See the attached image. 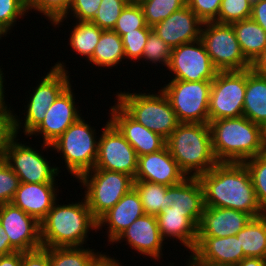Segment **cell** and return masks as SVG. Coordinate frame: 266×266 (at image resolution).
I'll list each match as a JSON object with an SVG mask.
<instances>
[{
	"label": "cell",
	"mask_w": 266,
	"mask_h": 266,
	"mask_svg": "<svg viewBox=\"0 0 266 266\" xmlns=\"http://www.w3.org/2000/svg\"><path fill=\"white\" fill-rule=\"evenodd\" d=\"M197 178L203 188L205 207L239 210L253 218L266 213L257 201L250 173L244 163L218 162Z\"/></svg>",
	"instance_id": "1"
},
{
	"label": "cell",
	"mask_w": 266,
	"mask_h": 266,
	"mask_svg": "<svg viewBox=\"0 0 266 266\" xmlns=\"http://www.w3.org/2000/svg\"><path fill=\"white\" fill-rule=\"evenodd\" d=\"M66 204L54 203L40 222V239L43 248L83 247L90 229L97 232V220L92 216L86 199ZM89 232V233H88ZM88 233V234H87Z\"/></svg>",
	"instance_id": "2"
},
{
	"label": "cell",
	"mask_w": 266,
	"mask_h": 266,
	"mask_svg": "<svg viewBox=\"0 0 266 266\" xmlns=\"http://www.w3.org/2000/svg\"><path fill=\"white\" fill-rule=\"evenodd\" d=\"M208 124L213 153L218 162L243 163L266 151L262 126L245 116L223 118Z\"/></svg>",
	"instance_id": "3"
},
{
	"label": "cell",
	"mask_w": 266,
	"mask_h": 266,
	"mask_svg": "<svg viewBox=\"0 0 266 266\" xmlns=\"http://www.w3.org/2000/svg\"><path fill=\"white\" fill-rule=\"evenodd\" d=\"M166 147L187 177H198L218 163L208 123H179Z\"/></svg>",
	"instance_id": "4"
},
{
	"label": "cell",
	"mask_w": 266,
	"mask_h": 266,
	"mask_svg": "<svg viewBox=\"0 0 266 266\" xmlns=\"http://www.w3.org/2000/svg\"><path fill=\"white\" fill-rule=\"evenodd\" d=\"M118 92L117 103L138 123L167 139L180 123L166 95Z\"/></svg>",
	"instance_id": "5"
},
{
	"label": "cell",
	"mask_w": 266,
	"mask_h": 266,
	"mask_svg": "<svg viewBox=\"0 0 266 266\" xmlns=\"http://www.w3.org/2000/svg\"><path fill=\"white\" fill-rule=\"evenodd\" d=\"M90 126L81 116L51 144L54 151L63 155L65 168L76 179L92 170L97 159L99 136Z\"/></svg>",
	"instance_id": "6"
},
{
	"label": "cell",
	"mask_w": 266,
	"mask_h": 266,
	"mask_svg": "<svg viewBox=\"0 0 266 266\" xmlns=\"http://www.w3.org/2000/svg\"><path fill=\"white\" fill-rule=\"evenodd\" d=\"M77 180L82 183V189L85 188L84 198L96 220L134 188V178L132 176L104 169L89 170Z\"/></svg>",
	"instance_id": "7"
},
{
	"label": "cell",
	"mask_w": 266,
	"mask_h": 266,
	"mask_svg": "<svg viewBox=\"0 0 266 266\" xmlns=\"http://www.w3.org/2000/svg\"><path fill=\"white\" fill-rule=\"evenodd\" d=\"M64 62H57L45 77L33 88L27 106L24 123L14 114V132L18 136L20 128L28 136L45 119L46 112L57 97L71 84ZM19 118V119H18ZM24 125V126H23Z\"/></svg>",
	"instance_id": "8"
},
{
	"label": "cell",
	"mask_w": 266,
	"mask_h": 266,
	"mask_svg": "<svg viewBox=\"0 0 266 266\" xmlns=\"http://www.w3.org/2000/svg\"><path fill=\"white\" fill-rule=\"evenodd\" d=\"M164 85L161 90L180 123H209L212 81L170 80Z\"/></svg>",
	"instance_id": "9"
},
{
	"label": "cell",
	"mask_w": 266,
	"mask_h": 266,
	"mask_svg": "<svg viewBox=\"0 0 266 266\" xmlns=\"http://www.w3.org/2000/svg\"><path fill=\"white\" fill-rule=\"evenodd\" d=\"M200 39L218 71H242L252 64L242 53L231 24L204 22Z\"/></svg>",
	"instance_id": "10"
},
{
	"label": "cell",
	"mask_w": 266,
	"mask_h": 266,
	"mask_svg": "<svg viewBox=\"0 0 266 266\" xmlns=\"http://www.w3.org/2000/svg\"><path fill=\"white\" fill-rule=\"evenodd\" d=\"M245 90L246 70L218 71L210 90L209 123L243 116Z\"/></svg>",
	"instance_id": "11"
},
{
	"label": "cell",
	"mask_w": 266,
	"mask_h": 266,
	"mask_svg": "<svg viewBox=\"0 0 266 266\" xmlns=\"http://www.w3.org/2000/svg\"><path fill=\"white\" fill-rule=\"evenodd\" d=\"M15 135L5 150L3 159L24 183H55L59 167L51 166V161L42 156L39 150L18 142ZM17 138V139H16Z\"/></svg>",
	"instance_id": "12"
},
{
	"label": "cell",
	"mask_w": 266,
	"mask_h": 266,
	"mask_svg": "<svg viewBox=\"0 0 266 266\" xmlns=\"http://www.w3.org/2000/svg\"><path fill=\"white\" fill-rule=\"evenodd\" d=\"M102 129L93 169L116 171L134 178L138 167V155L135 149L110 120Z\"/></svg>",
	"instance_id": "13"
},
{
	"label": "cell",
	"mask_w": 266,
	"mask_h": 266,
	"mask_svg": "<svg viewBox=\"0 0 266 266\" xmlns=\"http://www.w3.org/2000/svg\"><path fill=\"white\" fill-rule=\"evenodd\" d=\"M167 69L182 81H212L218 72L201 39L173 48Z\"/></svg>",
	"instance_id": "14"
},
{
	"label": "cell",
	"mask_w": 266,
	"mask_h": 266,
	"mask_svg": "<svg viewBox=\"0 0 266 266\" xmlns=\"http://www.w3.org/2000/svg\"><path fill=\"white\" fill-rule=\"evenodd\" d=\"M0 222L10 245L20 252L42 248L40 223L12 203L0 205Z\"/></svg>",
	"instance_id": "15"
},
{
	"label": "cell",
	"mask_w": 266,
	"mask_h": 266,
	"mask_svg": "<svg viewBox=\"0 0 266 266\" xmlns=\"http://www.w3.org/2000/svg\"><path fill=\"white\" fill-rule=\"evenodd\" d=\"M71 84L57 97L48 108L45 119L28 135L41 136L43 144L41 147L52 150L51 144L56 141L64 131L76 122L81 114L75 103V94ZM37 134V135H36Z\"/></svg>",
	"instance_id": "16"
},
{
	"label": "cell",
	"mask_w": 266,
	"mask_h": 266,
	"mask_svg": "<svg viewBox=\"0 0 266 266\" xmlns=\"http://www.w3.org/2000/svg\"><path fill=\"white\" fill-rule=\"evenodd\" d=\"M186 263H208L236 266L246 256L236 235L229 237H197L196 246Z\"/></svg>",
	"instance_id": "17"
},
{
	"label": "cell",
	"mask_w": 266,
	"mask_h": 266,
	"mask_svg": "<svg viewBox=\"0 0 266 266\" xmlns=\"http://www.w3.org/2000/svg\"><path fill=\"white\" fill-rule=\"evenodd\" d=\"M186 178V174L179 168L166 146L157 152L138 157L134 181L172 186L181 183Z\"/></svg>",
	"instance_id": "18"
},
{
	"label": "cell",
	"mask_w": 266,
	"mask_h": 266,
	"mask_svg": "<svg viewBox=\"0 0 266 266\" xmlns=\"http://www.w3.org/2000/svg\"><path fill=\"white\" fill-rule=\"evenodd\" d=\"M108 118L135 149L138 157L157 152L166 146V139L133 119L118 103L110 107Z\"/></svg>",
	"instance_id": "19"
},
{
	"label": "cell",
	"mask_w": 266,
	"mask_h": 266,
	"mask_svg": "<svg viewBox=\"0 0 266 266\" xmlns=\"http://www.w3.org/2000/svg\"><path fill=\"white\" fill-rule=\"evenodd\" d=\"M203 22L186 5L155 24L154 32L172 49L200 39Z\"/></svg>",
	"instance_id": "20"
},
{
	"label": "cell",
	"mask_w": 266,
	"mask_h": 266,
	"mask_svg": "<svg viewBox=\"0 0 266 266\" xmlns=\"http://www.w3.org/2000/svg\"><path fill=\"white\" fill-rule=\"evenodd\" d=\"M125 240L129 247L138 254L150 256L156 260L162 257L164 240L161 237L155 215L145 214L134 221L116 239L115 243Z\"/></svg>",
	"instance_id": "21"
},
{
	"label": "cell",
	"mask_w": 266,
	"mask_h": 266,
	"mask_svg": "<svg viewBox=\"0 0 266 266\" xmlns=\"http://www.w3.org/2000/svg\"><path fill=\"white\" fill-rule=\"evenodd\" d=\"M245 212L218 207H204L197 237H229L240 232L252 219Z\"/></svg>",
	"instance_id": "22"
},
{
	"label": "cell",
	"mask_w": 266,
	"mask_h": 266,
	"mask_svg": "<svg viewBox=\"0 0 266 266\" xmlns=\"http://www.w3.org/2000/svg\"><path fill=\"white\" fill-rule=\"evenodd\" d=\"M145 215L139 193L132 188L120 201L97 220V229L107 226L108 242L124 232L134 221Z\"/></svg>",
	"instance_id": "23"
},
{
	"label": "cell",
	"mask_w": 266,
	"mask_h": 266,
	"mask_svg": "<svg viewBox=\"0 0 266 266\" xmlns=\"http://www.w3.org/2000/svg\"><path fill=\"white\" fill-rule=\"evenodd\" d=\"M56 185V183L20 182L11 203L40 223L54 203L59 200L57 199L58 186Z\"/></svg>",
	"instance_id": "24"
},
{
	"label": "cell",
	"mask_w": 266,
	"mask_h": 266,
	"mask_svg": "<svg viewBox=\"0 0 266 266\" xmlns=\"http://www.w3.org/2000/svg\"><path fill=\"white\" fill-rule=\"evenodd\" d=\"M166 207L187 211L199 224L204 210L203 188L197 177H187L181 183L167 186Z\"/></svg>",
	"instance_id": "25"
},
{
	"label": "cell",
	"mask_w": 266,
	"mask_h": 266,
	"mask_svg": "<svg viewBox=\"0 0 266 266\" xmlns=\"http://www.w3.org/2000/svg\"><path fill=\"white\" fill-rule=\"evenodd\" d=\"M156 219L163 240H167L168 237L176 238L180 241L179 243L190 250L189 254L194 250L199 224L187 211L171 210L170 207H166L156 215Z\"/></svg>",
	"instance_id": "26"
},
{
	"label": "cell",
	"mask_w": 266,
	"mask_h": 266,
	"mask_svg": "<svg viewBox=\"0 0 266 266\" xmlns=\"http://www.w3.org/2000/svg\"><path fill=\"white\" fill-rule=\"evenodd\" d=\"M243 116L260 126L266 123V76L253 68L246 69Z\"/></svg>",
	"instance_id": "27"
},
{
	"label": "cell",
	"mask_w": 266,
	"mask_h": 266,
	"mask_svg": "<svg viewBox=\"0 0 266 266\" xmlns=\"http://www.w3.org/2000/svg\"><path fill=\"white\" fill-rule=\"evenodd\" d=\"M245 58L253 65L266 49V31L253 19L231 23Z\"/></svg>",
	"instance_id": "28"
},
{
	"label": "cell",
	"mask_w": 266,
	"mask_h": 266,
	"mask_svg": "<svg viewBox=\"0 0 266 266\" xmlns=\"http://www.w3.org/2000/svg\"><path fill=\"white\" fill-rule=\"evenodd\" d=\"M236 237L246 257L266 259V213L252 218Z\"/></svg>",
	"instance_id": "29"
},
{
	"label": "cell",
	"mask_w": 266,
	"mask_h": 266,
	"mask_svg": "<svg viewBox=\"0 0 266 266\" xmlns=\"http://www.w3.org/2000/svg\"><path fill=\"white\" fill-rule=\"evenodd\" d=\"M125 60L121 36L113 30H103L92 57L88 60L96 67H114Z\"/></svg>",
	"instance_id": "30"
},
{
	"label": "cell",
	"mask_w": 266,
	"mask_h": 266,
	"mask_svg": "<svg viewBox=\"0 0 266 266\" xmlns=\"http://www.w3.org/2000/svg\"><path fill=\"white\" fill-rule=\"evenodd\" d=\"M84 247L50 248L51 266H94L104 255Z\"/></svg>",
	"instance_id": "31"
},
{
	"label": "cell",
	"mask_w": 266,
	"mask_h": 266,
	"mask_svg": "<svg viewBox=\"0 0 266 266\" xmlns=\"http://www.w3.org/2000/svg\"><path fill=\"white\" fill-rule=\"evenodd\" d=\"M69 34V44L71 49L80 56H85L87 61L92 57L95 47L102 34L96 24L91 21H76Z\"/></svg>",
	"instance_id": "32"
},
{
	"label": "cell",
	"mask_w": 266,
	"mask_h": 266,
	"mask_svg": "<svg viewBox=\"0 0 266 266\" xmlns=\"http://www.w3.org/2000/svg\"><path fill=\"white\" fill-rule=\"evenodd\" d=\"M145 214L157 215L166 208L167 186L146 181H134Z\"/></svg>",
	"instance_id": "33"
},
{
	"label": "cell",
	"mask_w": 266,
	"mask_h": 266,
	"mask_svg": "<svg viewBox=\"0 0 266 266\" xmlns=\"http://www.w3.org/2000/svg\"><path fill=\"white\" fill-rule=\"evenodd\" d=\"M141 6L147 26L153 27L173 12L186 6V0H136Z\"/></svg>",
	"instance_id": "34"
},
{
	"label": "cell",
	"mask_w": 266,
	"mask_h": 266,
	"mask_svg": "<svg viewBox=\"0 0 266 266\" xmlns=\"http://www.w3.org/2000/svg\"><path fill=\"white\" fill-rule=\"evenodd\" d=\"M243 163L250 173L257 201L266 212V151Z\"/></svg>",
	"instance_id": "35"
},
{
	"label": "cell",
	"mask_w": 266,
	"mask_h": 266,
	"mask_svg": "<svg viewBox=\"0 0 266 266\" xmlns=\"http://www.w3.org/2000/svg\"><path fill=\"white\" fill-rule=\"evenodd\" d=\"M147 26L141 6L136 0L130 1L122 10L113 31L120 36L135 29H142Z\"/></svg>",
	"instance_id": "36"
},
{
	"label": "cell",
	"mask_w": 266,
	"mask_h": 266,
	"mask_svg": "<svg viewBox=\"0 0 266 266\" xmlns=\"http://www.w3.org/2000/svg\"><path fill=\"white\" fill-rule=\"evenodd\" d=\"M131 0H102L91 21L102 30H113L122 10Z\"/></svg>",
	"instance_id": "37"
},
{
	"label": "cell",
	"mask_w": 266,
	"mask_h": 266,
	"mask_svg": "<svg viewBox=\"0 0 266 266\" xmlns=\"http://www.w3.org/2000/svg\"><path fill=\"white\" fill-rule=\"evenodd\" d=\"M252 3L248 0H222L218 18L220 24H231L251 16Z\"/></svg>",
	"instance_id": "38"
},
{
	"label": "cell",
	"mask_w": 266,
	"mask_h": 266,
	"mask_svg": "<svg viewBox=\"0 0 266 266\" xmlns=\"http://www.w3.org/2000/svg\"><path fill=\"white\" fill-rule=\"evenodd\" d=\"M172 48L166 44L152 29L144 46L142 61L162 64L168 68ZM161 62V63H160Z\"/></svg>",
	"instance_id": "39"
},
{
	"label": "cell",
	"mask_w": 266,
	"mask_h": 266,
	"mask_svg": "<svg viewBox=\"0 0 266 266\" xmlns=\"http://www.w3.org/2000/svg\"><path fill=\"white\" fill-rule=\"evenodd\" d=\"M72 0H26L27 10L42 13L53 24L64 17L71 6Z\"/></svg>",
	"instance_id": "40"
},
{
	"label": "cell",
	"mask_w": 266,
	"mask_h": 266,
	"mask_svg": "<svg viewBox=\"0 0 266 266\" xmlns=\"http://www.w3.org/2000/svg\"><path fill=\"white\" fill-rule=\"evenodd\" d=\"M152 27L146 26L142 29H135L132 32H128L121 36L125 58L131 59L130 62L142 59L144 46L147 43L149 32ZM135 60V61H134Z\"/></svg>",
	"instance_id": "41"
},
{
	"label": "cell",
	"mask_w": 266,
	"mask_h": 266,
	"mask_svg": "<svg viewBox=\"0 0 266 266\" xmlns=\"http://www.w3.org/2000/svg\"><path fill=\"white\" fill-rule=\"evenodd\" d=\"M26 12L28 13L26 0H0V28L8 34L17 19L25 16Z\"/></svg>",
	"instance_id": "42"
},
{
	"label": "cell",
	"mask_w": 266,
	"mask_h": 266,
	"mask_svg": "<svg viewBox=\"0 0 266 266\" xmlns=\"http://www.w3.org/2000/svg\"><path fill=\"white\" fill-rule=\"evenodd\" d=\"M19 184V177L7 162L0 158V205L11 203Z\"/></svg>",
	"instance_id": "43"
},
{
	"label": "cell",
	"mask_w": 266,
	"mask_h": 266,
	"mask_svg": "<svg viewBox=\"0 0 266 266\" xmlns=\"http://www.w3.org/2000/svg\"><path fill=\"white\" fill-rule=\"evenodd\" d=\"M101 1L102 0H72L68 13L64 17L57 19L52 25L55 28L57 25V27H59V25H62L64 19L66 20V18H68L67 15L70 14H73L72 17H75L74 19H76V21H92L97 14Z\"/></svg>",
	"instance_id": "44"
},
{
	"label": "cell",
	"mask_w": 266,
	"mask_h": 266,
	"mask_svg": "<svg viewBox=\"0 0 266 266\" xmlns=\"http://www.w3.org/2000/svg\"><path fill=\"white\" fill-rule=\"evenodd\" d=\"M222 0H186V5L204 22L218 18Z\"/></svg>",
	"instance_id": "45"
},
{
	"label": "cell",
	"mask_w": 266,
	"mask_h": 266,
	"mask_svg": "<svg viewBox=\"0 0 266 266\" xmlns=\"http://www.w3.org/2000/svg\"><path fill=\"white\" fill-rule=\"evenodd\" d=\"M13 111L10 107H0V158H3L10 140L15 136Z\"/></svg>",
	"instance_id": "46"
},
{
	"label": "cell",
	"mask_w": 266,
	"mask_h": 266,
	"mask_svg": "<svg viewBox=\"0 0 266 266\" xmlns=\"http://www.w3.org/2000/svg\"><path fill=\"white\" fill-rule=\"evenodd\" d=\"M21 266H51L50 248H40L37 250L22 252Z\"/></svg>",
	"instance_id": "47"
},
{
	"label": "cell",
	"mask_w": 266,
	"mask_h": 266,
	"mask_svg": "<svg viewBox=\"0 0 266 266\" xmlns=\"http://www.w3.org/2000/svg\"><path fill=\"white\" fill-rule=\"evenodd\" d=\"M251 19L256 21L266 31V0L252 4Z\"/></svg>",
	"instance_id": "48"
},
{
	"label": "cell",
	"mask_w": 266,
	"mask_h": 266,
	"mask_svg": "<svg viewBox=\"0 0 266 266\" xmlns=\"http://www.w3.org/2000/svg\"><path fill=\"white\" fill-rule=\"evenodd\" d=\"M22 252L16 251L8 255H0V266H21Z\"/></svg>",
	"instance_id": "49"
},
{
	"label": "cell",
	"mask_w": 266,
	"mask_h": 266,
	"mask_svg": "<svg viewBox=\"0 0 266 266\" xmlns=\"http://www.w3.org/2000/svg\"><path fill=\"white\" fill-rule=\"evenodd\" d=\"M14 252L16 250L10 245L9 237L0 222V255H8Z\"/></svg>",
	"instance_id": "50"
},
{
	"label": "cell",
	"mask_w": 266,
	"mask_h": 266,
	"mask_svg": "<svg viewBox=\"0 0 266 266\" xmlns=\"http://www.w3.org/2000/svg\"><path fill=\"white\" fill-rule=\"evenodd\" d=\"M252 68L261 75L266 76V49L263 54L252 65Z\"/></svg>",
	"instance_id": "51"
},
{
	"label": "cell",
	"mask_w": 266,
	"mask_h": 266,
	"mask_svg": "<svg viewBox=\"0 0 266 266\" xmlns=\"http://www.w3.org/2000/svg\"><path fill=\"white\" fill-rule=\"evenodd\" d=\"M236 266H266V259H263V258H253V257H245Z\"/></svg>",
	"instance_id": "52"
},
{
	"label": "cell",
	"mask_w": 266,
	"mask_h": 266,
	"mask_svg": "<svg viewBox=\"0 0 266 266\" xmlns=\"http://www.w3.org/2000/svg\"><path fill=\"white\" fill-rule=\"evenodd\" d=\"M119 260L114 259V257H109V255H105L94 265V266H118Z\"/></svg>",
	"instance_id": "53"
},
{
	"label": "cell",
	"mask_w": 266,
	"mask_h": 266,
	"mask_svg": "<svg viewBox=\"0 0 266 266\" xmlns=\"http://www.w3.org/2000/svg\"><path fill=\"white\" fill-rule=\"evenodd\" d=\"M3 71L2 68H0V107H8L5 101V88H4V81L5 78H3Z\"/></svg>",
	"instance_id": "54"
},
{
	"label": "cell",
	"mask_w": 266,
	"mask_h": 266,
	"mask_svg": "<svg viewBox=\"0 0 266 266\" xmlns=\"http://www.w3.org/2000/svg\"><path fill=\"white\" fill-rule=\"evenodd\" d=\"M187 266H216L208 263H188Z\"/></svg>",
	"instance_id": "55"
},
{
	"label": "cell",
	"mask_w": 266,
	"mask_h": 266,
	"mask_svg": "<svg viewBox=\"0 0 266 266\" xmlns=\"http://www.w3.org/2000/svg\"><path fill=\"white\" fill-rule=\"evenodd\" d=\"M263 140L266 145V123L262 126Z\"/></svg>",
	"instance_id": "56"
},
{
	"label": "cell",
	"mask_w": 266,
	"mask_h": 266,
	"mask_svg": "<svg viewBox=\"0 0 266 266\" xmlns=\"http://www.w3.org/2000/svg\"><path fill=\"white\" fill-rule=\"evenodd\" d=\"M6 37V33L0 28V39H1V37H4V36Z\"/></svg>",
	"instance_id": "57"
},
{
	"label": "cell",
	"mask_w": 266,
	"mask_h": 266,
	"mask_svg": "<svg viewBox=\"0 0 266 266\" xmlns=\"http://www.w3.org/2000/svg\"><path fill=\"white\" fill-rule=\"evenodd\" d=\"M250 3L254 4L256 2H259L260 0H248Z\"/></svg>",
	"instance_id": "58"
}]
</instances>
